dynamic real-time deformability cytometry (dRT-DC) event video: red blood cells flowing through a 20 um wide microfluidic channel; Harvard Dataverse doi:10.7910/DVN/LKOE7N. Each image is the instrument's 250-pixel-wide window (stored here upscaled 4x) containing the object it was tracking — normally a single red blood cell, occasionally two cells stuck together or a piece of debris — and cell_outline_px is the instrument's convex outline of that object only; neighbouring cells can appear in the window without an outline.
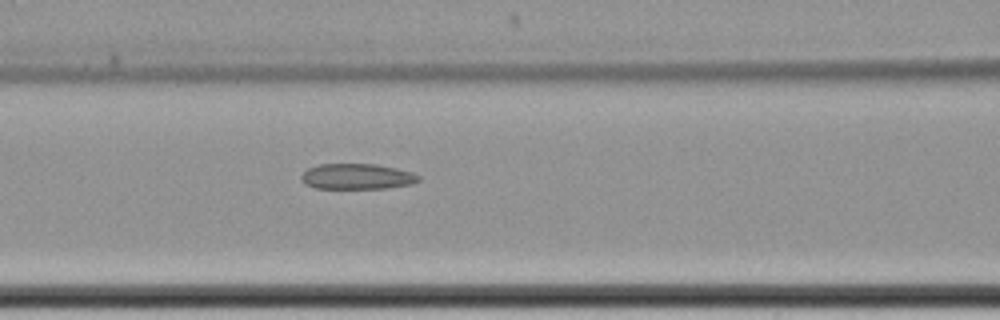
{"species": "common noctule bat (a hibernating species)", "species_latin": "Nyctalus noctula", "temperature_condition": "cold", "stored_images_in_passage": 6, "camera_frame_rate_fps": 3000, "um_per_image_px": 0.085, "animal": {"sex": "female", "body_mass_g": 22.7, "forearm_length_mm": 54.2}, "frame": {"image": 1, "passage_image": 6, "time_ms": 6.667, "image_size_px": [1000, 320], "cell_outline_px": [[420, 180], [412, 184], [384, 188], [316, 188], [304, 184], [300, 180], [300, 176], [308, 168], [320, 164], [376, 164], [396, 168], [412, 172], [420, 176]], "centroid_in_image_um": [30.33, 15.0], "position_along_channel_um": 136.3, "area_um2": 17.51}}